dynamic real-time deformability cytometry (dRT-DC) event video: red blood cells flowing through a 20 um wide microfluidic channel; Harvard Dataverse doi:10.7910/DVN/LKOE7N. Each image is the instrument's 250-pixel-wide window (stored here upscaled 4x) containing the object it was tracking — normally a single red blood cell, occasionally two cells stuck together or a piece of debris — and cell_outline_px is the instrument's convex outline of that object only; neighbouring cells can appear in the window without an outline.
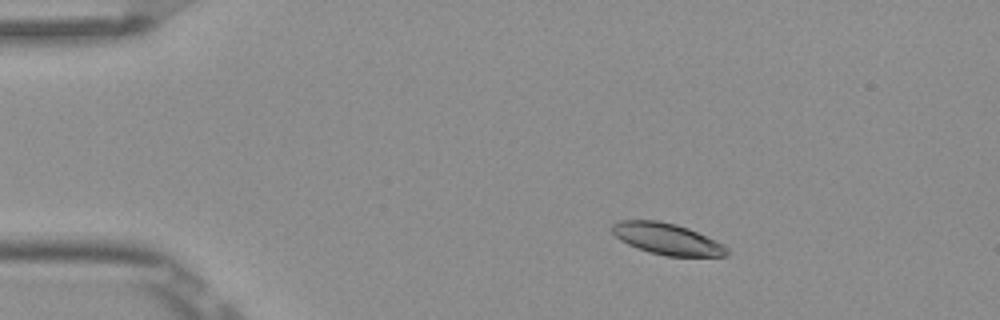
{"species": "Egyptian fruit bat (a non-hibernating species)", "species_latin": "Rousettus aegyptiacus", "temperature_condition": "room temperature", "stored_images_in_passage": 5, "camera_frame_rate_fps": 3000, "um_per_image_px": 0.085, "frame": {"image": 1, "passage_image": 3, "time_ms": 0.667, "image_size_px": [1000, 320], "cell_outline_px": [[728, 256], [668, 256], [648, 252], [628, 244], [620, 240], [612, 232], [612, 224], [620, 220], [656, 220], [676, 224], [688, 228], [716, 240], [724, 244], [728, 248]], "centroid_in_image_um": [56.71, 20.3], "position_along_channel_um": 28.3, "area_um2": 20.98}}
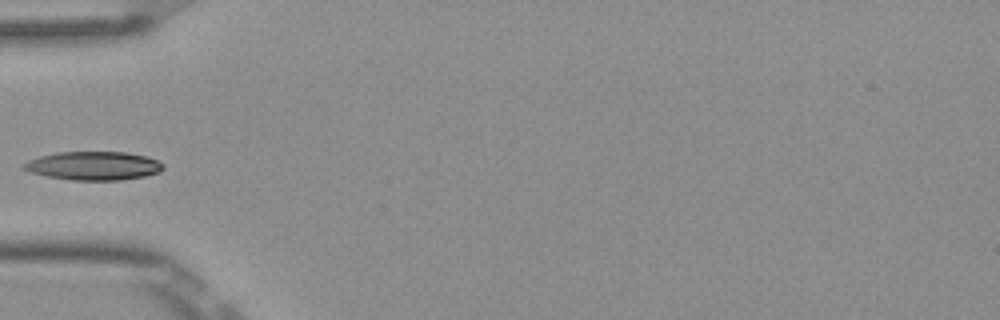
{"frame": {"image": 2, "passage_image": 5, "time_ms": 1.333, "image_size_px": [1000, 320], "cell_outline_px": [[164, 168], [160, 172], [144, 176], [120, 180], [72, 180], [48, 176], [32, 172], [20, 168], [20, 164], [28, 160], [40, 156], [56, 152], [124, 152], [144, 156], [156, 160], [164, 164]], "centroid_in_image_um": [7.92, 14.09], "position_along_channel_um": 77.1, "area_um2": 23.18}}